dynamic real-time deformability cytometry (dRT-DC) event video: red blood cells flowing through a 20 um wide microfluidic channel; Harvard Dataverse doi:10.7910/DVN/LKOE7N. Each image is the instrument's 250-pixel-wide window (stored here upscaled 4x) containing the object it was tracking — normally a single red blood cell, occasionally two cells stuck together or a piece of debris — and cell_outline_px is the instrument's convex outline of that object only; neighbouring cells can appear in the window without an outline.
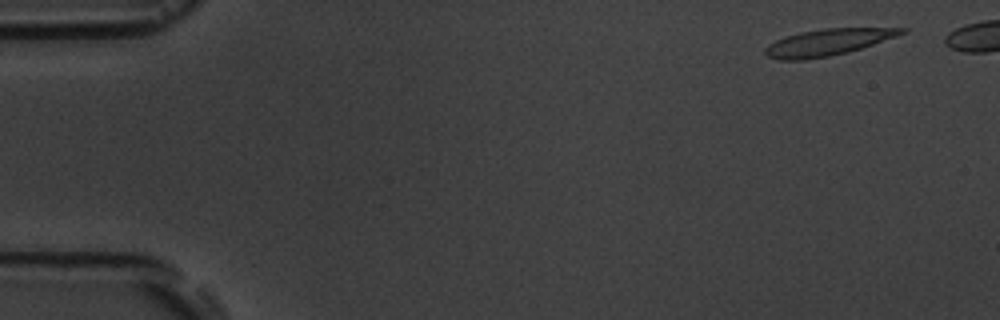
{"species": "common noctule bat (a hibernating species)", "species_latin": "Nyctalus noctula", "temperature_condition": "room temperature", "stored_images_in_passage": 11, "camera_frame_rate_fps": 3000, "um_per_image_px": 0.085, "animal": {"sex": "male", "body_mass_g": 19.5, "forearm_length_mm": 54.6}, "frame": {"image": 1, "passage_image": 1, "time_ms": 0.0, "image_size_px": [1000, 320], "cell_outline_px": [[908, 32], [848, 52], [828, 56], [804, 60], [780, 60], [768, 56], [764, 52], [764, 48], [768, 44], [776, 40], [800, 32], [824, 28], [908, 28]], "centroid_in_image_um": [70.34, 3.59], "position_along_channel_um": 14.7, "area_um2": 20.87}}
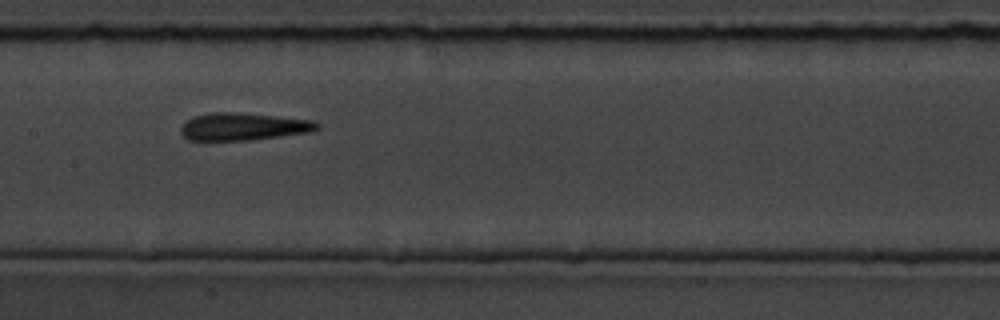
{"frame": {"image": 2, "passage_image": 8, "time_ms": 8.0, "image_size_px": [1000, 320], "cell_outline_px": [[320, 128], [308, 132], [252, 140], [188, 140], [180, 132], [180, 128], [192, 116], [212, 112], [232, 112], [312, 120], [320, 124]], "centroid_in_image_um": [20.65, 10.76], "position_along_channel_um": 186.8, "area_um2": 21.56}}
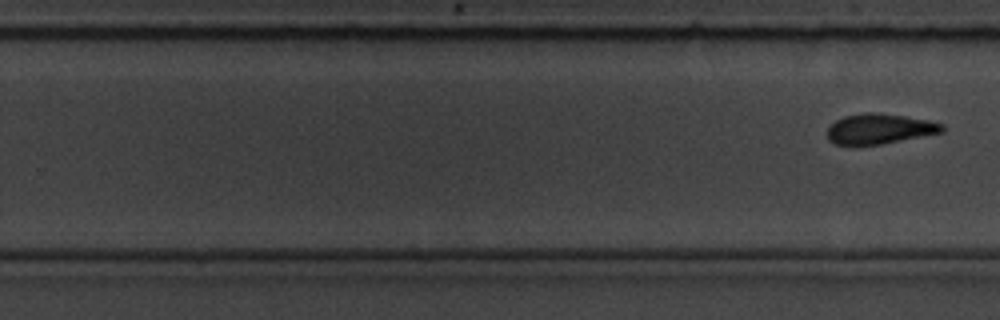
{"frame": {"image": 3, "passage_image": 11, "time_ms": 12.333, "image_size_px": [1000, 320], "cell_outline_px": [[944, 132], [880, 144], [836, 144], [828, 140], [828, 128], [836, 120], [844, 116], [864, 112], [876, 112], [904, 116], [928, 120], [944, 124]], "centroid_in_image_um": [74.78, 10.93], "position_along_channel_um": 255.0, "area_um2": 20.0}}